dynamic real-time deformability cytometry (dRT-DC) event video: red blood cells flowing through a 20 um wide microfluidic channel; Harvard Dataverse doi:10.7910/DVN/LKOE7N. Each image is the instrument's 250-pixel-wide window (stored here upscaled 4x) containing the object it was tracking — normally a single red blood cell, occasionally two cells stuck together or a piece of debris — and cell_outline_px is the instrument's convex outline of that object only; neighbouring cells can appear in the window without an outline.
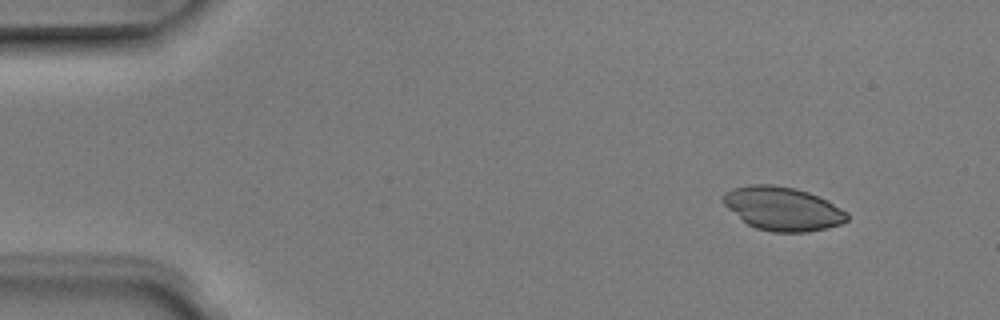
{"species": "Egyptian fruit bat (a non-hibernating species)", "species_latin": "Rousettus aegyptiacus", "temperature_condition": "room temperature", "stored_images_in_passage": 5, "camera_frame_rate_fps": 3000, "um_per_image_px": 0.085, "animal": {"sex": "male"}, "frame": {"image": 1, "passage_image": 2, "time_ms": 0.333, "image_size_px": [1000, 320], "cell_outline_px": [[848, 220], [840, 224], [828, 228], [808, 232], [772, 232], [756, 228], [748, 224], [728, 208], [720, 200], [720, 196], [724, 192], [732, 188], [752, 184], [772, 184], [796, 188], [808, 192], [828, 200], [848, 212]], "centroid_in_image_um": [66.52, 17.73], "position_along_channel_um": 18.5, "area_um2": 31.79}}